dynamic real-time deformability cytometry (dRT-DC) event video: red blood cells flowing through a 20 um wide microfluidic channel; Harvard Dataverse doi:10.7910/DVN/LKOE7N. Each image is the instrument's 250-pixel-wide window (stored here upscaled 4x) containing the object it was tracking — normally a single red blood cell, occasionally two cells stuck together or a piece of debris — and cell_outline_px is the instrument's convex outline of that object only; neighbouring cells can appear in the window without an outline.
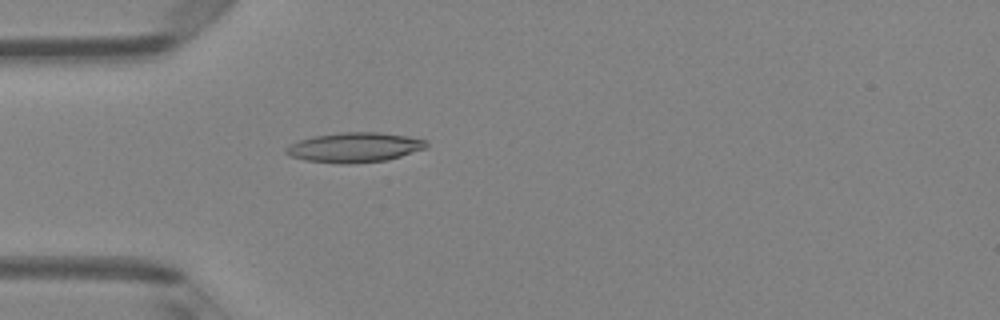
{"species": "Egyptian fruit bat (a non-hibernating species)", "species_latin": "Rousettus aegyptiacus", "temperature_condition": "room temperature", "stored_images_in_passage": 4, "camera_frame_rate_fps": 3000, "um_per_image_px": 0.085, "animal": {"sex": "female"}, "frame": {"image": 1, "passage_image": 4, "time_ms": 4.333, "image_size_px": [1000, 320], "cell_outline_px": [[428, 148], [388, 160], [348, 164], [340, 164], [304, 160], [288, 156], [284, 152], [284, 148], [288, 144], [312, 136], [340, 132], [380, 132], [404, 136], [424, 140], [428, 144]], "centroid_in_image_um": [30.08, 12.53], "position_along_channel_um": 54.9, "area_um2": 24.62}}